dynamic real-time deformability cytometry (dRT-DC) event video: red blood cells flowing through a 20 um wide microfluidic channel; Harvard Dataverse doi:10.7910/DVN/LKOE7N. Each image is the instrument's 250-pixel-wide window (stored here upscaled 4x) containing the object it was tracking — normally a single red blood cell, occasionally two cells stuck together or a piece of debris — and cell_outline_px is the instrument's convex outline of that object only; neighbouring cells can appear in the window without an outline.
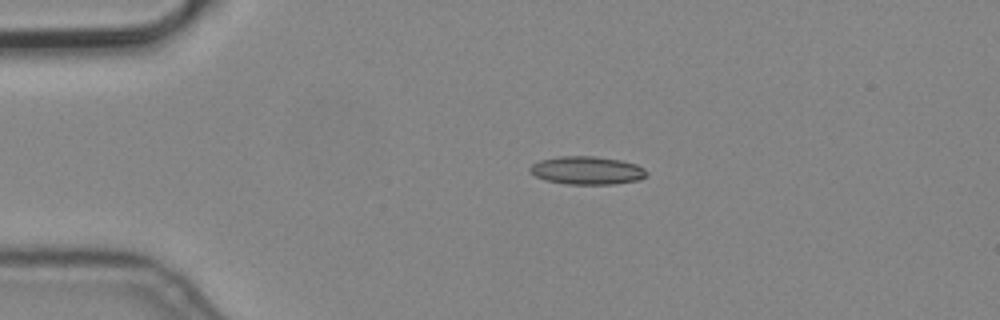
{"species": "common noctule bat (a hibernating species)", "species_latin": "Nyctalus noctula", "temperature_condition": "cold", "stored_images_in_passage": 3, "camera_frame_rate_fps": 3000, "um_per_image_px": 0.085, "animal": {"sex": "male", "body_mass_g": 19.2, "forearm_length_mm": 51.8}, "frame": {"image": 1, "passage_image": 2, "time_ms": 0.333, "image_size_px": [1000, 320], "cell_outline_px": [[648, 172], [640, 180], [612, 184], [568, 184], [544, 180], [536, 176], [528, 168], [532, 164], [540, 160], [556, 156], [596, 156], [620, 160], [636, 164], [644, 168]], "centroid_in_image_um": [49.89, 14.48], "position_along_channel_um": 35.1, "area_um2": 19.13}}